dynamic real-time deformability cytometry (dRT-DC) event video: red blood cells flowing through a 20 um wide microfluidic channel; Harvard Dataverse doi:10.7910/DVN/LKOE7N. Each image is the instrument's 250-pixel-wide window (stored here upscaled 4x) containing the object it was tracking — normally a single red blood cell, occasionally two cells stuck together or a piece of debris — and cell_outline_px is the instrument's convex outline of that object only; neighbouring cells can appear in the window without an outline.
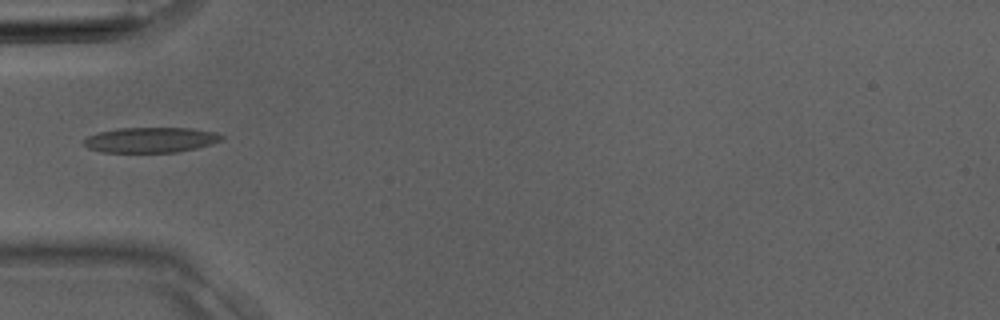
{"species": "Egyptian fruit bat (a non-hibernating species)", "species_latin": "Rousettus aegyptiacus", "temperature_condition": "room temperature", "stored_images_in_passage": 3, "camera_frame_rate_fps": 3000, "um_per_image_px": 0.085, "animal": {"sex": "male"}, "frame": {"image": 1, "passage_image": 3, "time_ms": 0.667, "image_size_px": [1000, 320], "cell_outline_px": [[224, 140], [212, 144], [196, 148], [176, 152], [100, 152], [88, 148], [84, 144], [84, 140], [88, 136], [100, 132], [116, 128], [192, 128], [216, 132], [224, 136]], "centroid_in_image_um": [12.85, 11.89], "position_along_channel_um": 72.2, "area_um2": 20.35}}